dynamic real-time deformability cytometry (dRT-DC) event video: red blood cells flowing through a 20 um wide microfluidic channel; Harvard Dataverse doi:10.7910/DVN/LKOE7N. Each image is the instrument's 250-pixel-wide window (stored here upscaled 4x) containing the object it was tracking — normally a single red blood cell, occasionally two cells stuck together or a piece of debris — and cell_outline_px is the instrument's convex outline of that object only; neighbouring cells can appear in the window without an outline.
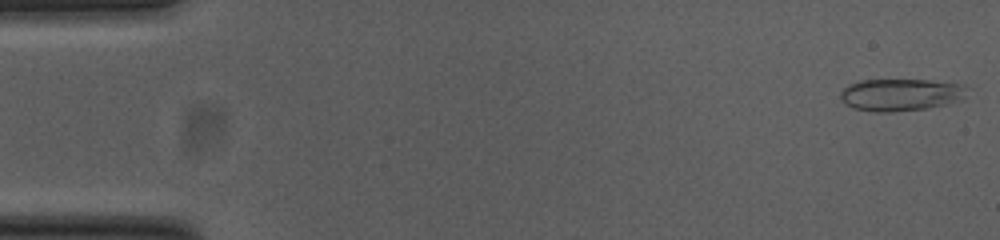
{"species": "common noctule bat (a hibernating species)", "species_latin": "Nyctalus noctula", "temperature_condition": "cold", "stored_images_in_passage": 53, "camera_frame_rate_fps": 3000, "um_per_image_px": 0.085, "animal": {"sex": "female", "body_mass_g": 23.0, "forearm_length_mm": 53.4}, "frame": {"image": 1, "passage_image": 1, "time_ms": 0.0, "image_size_px": [1000, 240], "cell_outline_px": [[968, 88], [964, 100], [948, 104], [928, 108], [892, 112], [876, 112], [852, 108], [844, 104], [840, 100], [840, 92], [848, 84], [860, 80], [928, 80], [964, 84]], "centroid_in_image_um": [76.57, 8.06], "position_along_channel_um": 8.4, "area_um2": 24.22}}
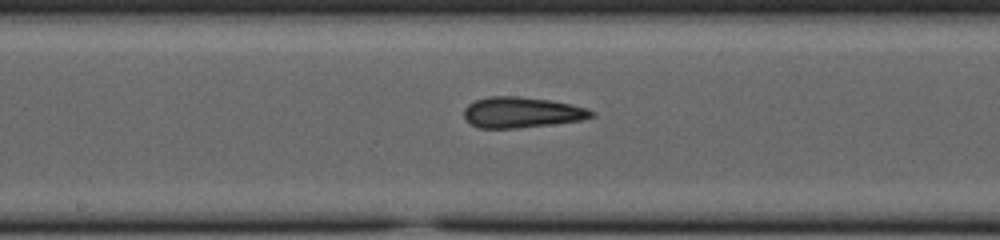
{"frame": {"image": 2, "passage_image": 27, "time_ms": 8.667, "image_size_px": [1000, 240], "cell_outline_px": [[596, 116], [580, 120], [516, 128], [480, 128], [472, 124], [464, 116], [464, 108], [468, 104], [476, 100], [488, 96], [520, 96], [548, 100], [572, 104], [588, 108], [596, 112]], "centroid_in_image_um": [44.37, 9.54], "position_along_channel_um": 203.8, "area_um2": 22.72}}
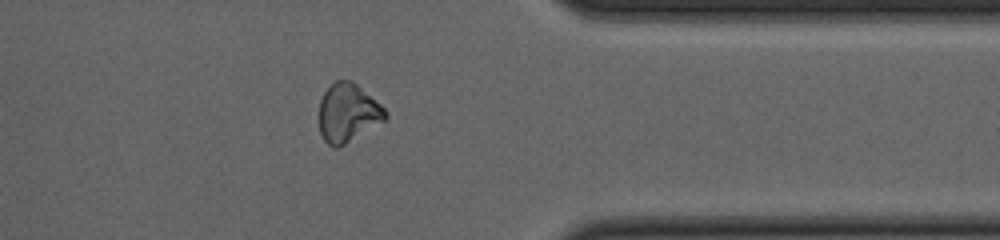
{"frame": {"image": 3, "passage_image": 42, "time_ms": 13.667, "image_size_px": [1000, 240], "cell_outline_px": [[388, 120], [344, 144], [336, 148], [332, 148], [324, 140], [320, 132], [320, 100], [324, 92], [336, 80], [352, 80], [380, 104], [388, 112]], "centroid_in_image_um": [29.6, 9.61], "position_along_channel_um": 381.8, "area_um2": 22.6}, "authors_computed_cell_mechanics": {"area_um2": 22.831, "velocity_mm_per_s": 3.81, "shape_relaxation_time_tau1_ms": null, "shape_relaxation_time_tau2_ms": 2.5097, "deformation_change_tau1": null, "deformation_change_tau2": 0.0852}}